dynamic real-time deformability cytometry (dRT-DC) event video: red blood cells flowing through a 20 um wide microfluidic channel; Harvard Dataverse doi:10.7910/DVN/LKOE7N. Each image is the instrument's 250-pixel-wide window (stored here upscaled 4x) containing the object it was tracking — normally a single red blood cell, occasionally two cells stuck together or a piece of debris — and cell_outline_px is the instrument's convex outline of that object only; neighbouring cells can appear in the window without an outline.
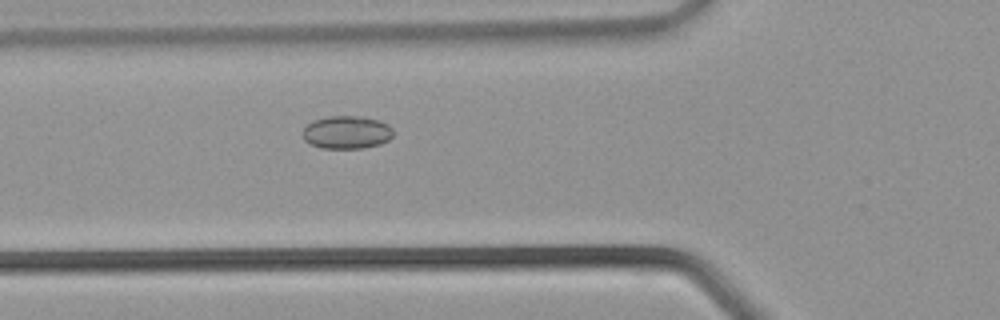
{"species": "common noctule bat (a hibernating species)", "species_latin": "Nyctalus noctula", "temperature_condition": "warm", "stored_images_in_passage": 35, "camera_frame_rate_fps": 3000, "um_per_image_px": 0.085, "animal": {"sex": "male", "body_mass_g": 21.5, "forearm_length_mm": 52.0}, "frame": {"image": 1, "passage_image": 12, "time_ms": 3.667, "image_size_px": [1000, 320], "cell_outline_px": [[392, 136], [388, 140], [380, 144], [364, 148], [320, 148], [304, 140], [304, 128], [312, 120], [328, 116], [360, 116], [380, 120], [388, 124], [392, 128]], "centroid_in_image_um": [29.49, 11.24], "position_along_channel_um": 96.3, "area_um2": 17.4}}
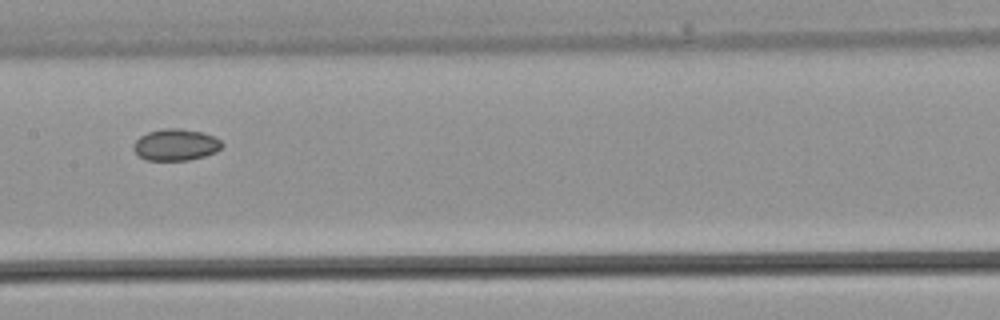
{"frame": {"image": 2, "passage_image": 17, "time_ms": 5.333, "image_size_px": [1000, 320], "cell_outline_px": [[224, 144], [216, 152], [204, 156], [188, 160], [148, 160], [140, 156], [132, 148], [132, 144], [140, 136], [148, 132], [164, 128], [180, 128], [204, 132], [220, 140]], "centroid_in_image_um": [14.94, 12.29], "position_along_channel_um": 192.5, "area_um2": 16.3}}
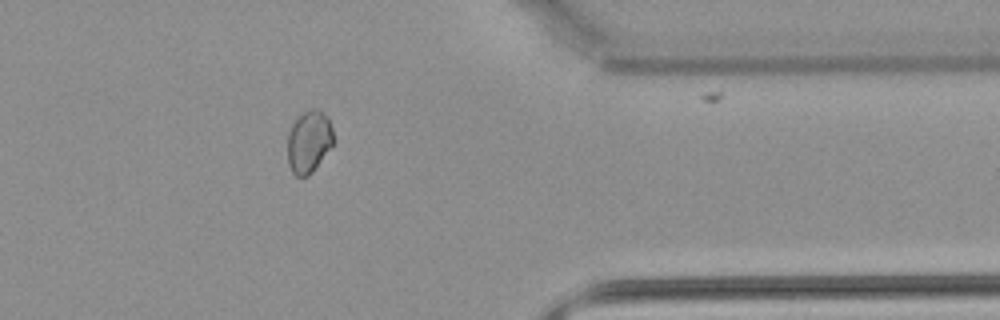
{"frame": {"image": 3, "passage_image": 28, "time_ms": 9.0, "image_size_px": [1000, 320], "cell_outline_px": [[332, 144], [312, 172], [308, 176], [296, 176], [292, 172], [288, 164], [288, 132], [292, 124], [304, 112], [312, 108], [316, 108], [328, 120], [332, 128]], "centroid_in_image_um": [26.22, 12.06], "position_along_channel_um": 385.2, "area_um2": 16.13}}